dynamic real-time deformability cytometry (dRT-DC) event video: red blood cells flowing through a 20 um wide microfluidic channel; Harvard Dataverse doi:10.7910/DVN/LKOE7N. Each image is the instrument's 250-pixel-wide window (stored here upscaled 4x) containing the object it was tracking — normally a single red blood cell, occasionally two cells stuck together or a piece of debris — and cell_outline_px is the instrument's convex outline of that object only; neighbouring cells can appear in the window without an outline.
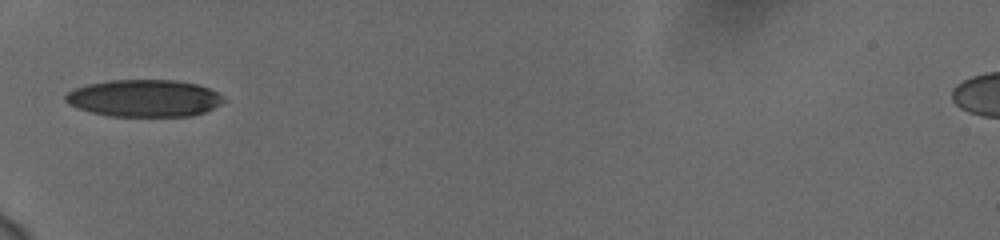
{"species": "human", "species_latin": "Homo sapiens", "temperature_condition": "cold", "stored_images_in_passage": 35, "camera_frame_rate_fps": 3000, "um_per_image_px": 0.085, "donor": {"sex": "female"}, "frame": {"image": 1, "passage_image": 1, "time_ms": 0.0, "image_size_px": [1000, 240], "cell_outline_px": [[224, 100], [220, 104], [204, 112], [192, 116], [108, 116], [92, 112], [68, 104], [64, 100], [64, 96], [68, 92], [76, 88], [88, 84], [108, 80], [176, 80], [196, 84], [208, 88], [224, 96]], "centroid_in_image_um": [12.25, 8.35], "position_along_channel_um": 72.8, "area_um2": 34.1}}
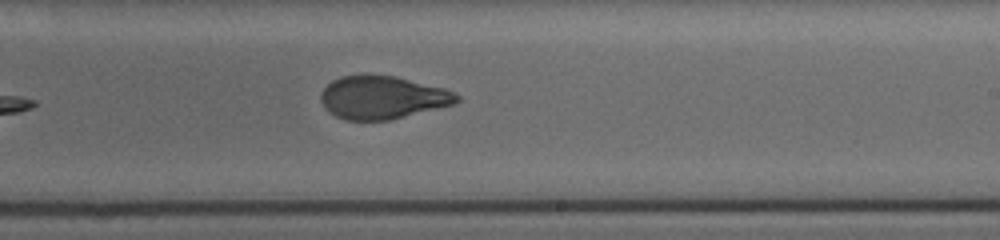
{"frame": {"image": 2, "passage_image": 16, "time_ms": 5.0, "image_size_px": [1000, 240], "cell_outline_px": [[460, 100], [456, 104], [388, 120], [344, 120], [328, 112], [324, 108], [320, 100], [320, 92], [332, 80], [340, 76], [364, 72], [368, 72], [396, 76], [444, 88], [460, 96]], "centroid_in_image_um": [32.46, 8.25], "position_along_channel_um": 256.5, "area_um2": 34.8}}
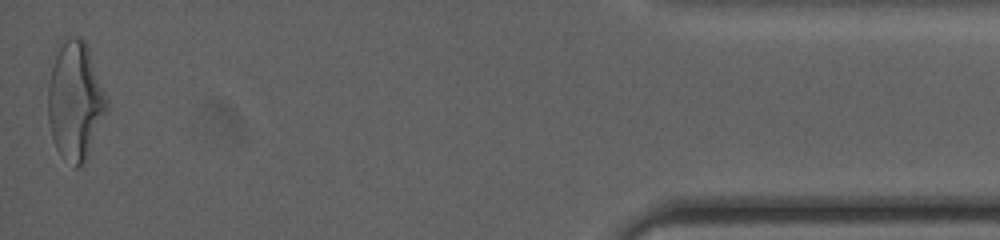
{"frame": {"image": 3, "passage_image": 35, "time_ms": 11.333, "image_size_px": [1000, 240], "cell_outline_px": [[108, 108], [84, 164], [76, 168], [56, 148], [52, 136], [48, 120], [48, 84], [52, 68], [60, 40], [64, 36], [76, 36], [84, 40], [88, 44], [108, 100]], "centroid_in_image_um": [6.4, 8.51], "position_along_channel_um": 428.8, "area_um2": 40.46}, "authors_computed_cell_mechanics": {"area_um2": 35.4314, "velocity_mm_per_s": 3.7687, "shape_relaxation_time_tau1_ms": 3.8693, "shape_relaxation_time_tau2_ms": 1.1377, "deformation_change_tau1": 0.1699, "deformation_change_tau2": 0.0612}}